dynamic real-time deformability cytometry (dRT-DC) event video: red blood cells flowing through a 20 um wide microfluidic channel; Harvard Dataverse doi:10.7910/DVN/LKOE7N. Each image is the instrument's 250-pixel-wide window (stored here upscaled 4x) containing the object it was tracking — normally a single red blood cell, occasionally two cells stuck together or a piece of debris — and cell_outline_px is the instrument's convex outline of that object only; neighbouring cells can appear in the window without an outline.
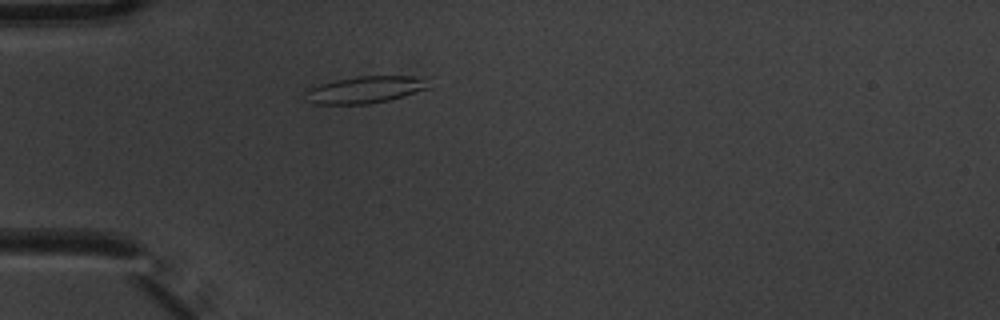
{"species": "common noctule bat (a hibernating species)", "species_latin": "Nyctalus noctula", "temperature_condition": "warm", "stored_images_in_passage": 6, "camera_frame_rate_fps": 3000, "um_per_image_px": 0.085, "animal": {"sex": "male", "body_mass_g": 20.1, "forearm_length_mm": 53.5}, "frame": {"image": 1, "passage_image": 6, "time_ms": 1.667, "image_size_px": [1000, 320], "cell_outline_px": [[432, 88], [404, 96], [388, 100], [368, 104], [316, 104], [304, 100], [308, 88], [320, 84], [336, 80], [356, 76], [432, 76]], "centroid_in_image_um": [31.18, 7.6], "position_along_channel_um": 53.8, "area_um2": 19.94}}